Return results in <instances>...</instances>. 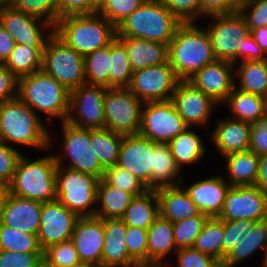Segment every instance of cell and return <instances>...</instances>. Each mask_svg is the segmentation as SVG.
I'll use <instances>...</instances> for the list:
<instances>
[{"label": "cell", "instance_id": "8c879c8a", "mask_svg": "<svg viewBox=\"0 0 267 267\" xmlns=\"http://www.w3.org/2000/svg\"><path fill=\"white\" fill-rule=\"evenodd\" d=\"M262 61L267 68V51L264 53V57H263Z\"/></svg>", "mask_w": 267, "mask_h": 267}, {"label": "cell", "instance_id": "8d00e7d4", "mask_svg": "<svg viewBox=\"0 0 267 267\" xmlns=\"http://www.w3.org/2000/svg\"><path fill=\"white\" fill-rule=\"evenodd\" d=\"M125 135L107 129H91V143L100 165L106 169L117 164Z\"/></svg>", "mask_w": 267, "mask_h": 267}, {"label": "cell", "instance_id": "d4e9b609", "mask_svg": "<svg viewBox=\"0 0 267 267\" xmlns=\"http://www.w3.org/2000/svg\"><path fill=\"white\" fill-rule=\"evenodd\" d=\"M251 125L230 117L220 119L210 134L211 140L223 157L231 153L247 151L250 144Z\"/></svg>", "mask_w": 267, "mask_h": 267}, {"label": "cell", "instance_id": "d6986e66", "mask_svg": "<svg viewBox=\"0 0 267 267\" xmlns=\"http://www.w3.org/2000/svg\"><path fill=\"white\" fill-rule=\"evenodd\" d=\"M177 112L188 127L208 124L218 104L187 80H180L171 98Z\"/></svg>", "mask_w": 267, "mask_h": 267}, {"label": "cell", "instance_id": "f35d334b", "mask_svg": "<svg viewBox=\"0 0 267 267\" xmlns=\"http://www.w3.org/2000/svg\"><path fill=\"white\" fill-rule=\"evenodd\" d=\"M109 88H127L133 70L124 45L115 38L110 43Z\"/></svg>", "mask_w": 267, "mask_h": 267}, {"label": "cell", "instance_id": "91938a15", "mask_svg": "<svg viewBox=\"0 0 267 267\" xmlns=\"http://www.w3.org/2000/svg\"><path fill=\"white\" fill-rule=\"evenodd\" d=\"M263 57L264 51L257 45L253 36L248 34L246 37H243V42L237 53V61H239V58H242L241 61L262 60Z\"/></svg>", "mask_w": 267, "mask_h": 267}, {"label": "cell", "instance_id": "a7ac6f4b", "mask_svg": "<svg viewBox=\"0 0 267 267\" xmlns=\"http://www.w3.org/2000/svg\"><path fill=\"white\" fill-rule=\"evenodd\" d=\"M35 267H56L52 263H50L44 256L37 262Z\"/></svg>", "mask_w": 267, "mask_h": 267}, {"label": "cell", "instance_id": "83f0119b", "mask_svg": "<svg viewBox=\"0 0 267 267\" xmlns=\"http://www.w3.org/2000/svg\"><path fill=\"white\" fill-rule=\"evenodd\" d=\"M178 249L174 240L173 223L160 216L148 228V266L164 267L165 257Z\"/></svg>", "mask_w": 267, "mask_h": 267}, {"label": "cell", "instance_id": "94428289", "mask_svg": "<svg viewBox=\"0 0 267 267\" xmlns=\"http://www.w3.org/2000/svg\"><path fill=\"white\" fill-rule=\"evenodd\" d=\"M85 14V0H58L59 18Z\"/></svg>", "mask_w": 267, "mask_h": 267}, {"label": "cell", "instance_id": "836d02e7", "mask_svg": "<svg viewBox=\"0 0 267 267\" xmlns=\"http://www.w3.org/2000/svg\"><path fill=\"white\" fill-rule=\"evenodd\" d=\"M133 195L127 191L109 185L103 178L98 182L97 204L95 217L101 219L121 218L129 206Z\"/></svg>", "mask_w": 267, "mask_h": 267}, {"label": "cell", "instance_id": "f907efd6", "mask_svg": "<svg viewBox=\"0 0 267 267\" xmlns=\"http://www.w3.org/2000/svg\"><path fill=\"white\" fill-rule=\"evenodd\" d=\"M238 11L244 17L249 32L267 27V0H240Z\"/></svg>", "mask_w": 267, "mask_h": 267}, {"label": "cell", "instance_id": "30bf717a", "mask_svg": "<svg viewBox=\"0 0 267 267\" xmlns=\"http://www.w3.org/2000/svg\"><path fill=\"white\" fill-rule=\"evenodd\" d=\"M143 105L128 88H107L103 100L104 129L123 135L138 134Z\"/></svg>", "mask_w": 267, "mask_h": 267}, {"label": "cell", "instance_id": "e7e4bbea", "mask_svg": "<svg viewBox=\"0 0 267 267\" xmlns=\"http://www.w3.org/2000/svg\"><path fill=\"white\" fill-rule=\"evenodd\" d=\"M257 45L264 51H267V27H259L250 32Z\"/></svg>", "mask_w": 267, "mask_h": 267}, {"label": "cell", "instance_id": "2644e50d", "mask_svg": "<svg viewBox=\"0 0 267 267\" xmlns=\"http://www.w3.org/2000/svg\"><path fill=\"white\" fill-rule=\"evenodd\" d=\"M78 267H102V266H99V265H93V264H82Z\"/></svg>", "mask_w": 267, "mask_h": 267}, {"label": "cell", "instance_id": "ffe728a7", "mask_svg": "<svg viewBox=\"0 0 267 267\" xmlns=\"http://www.w3.org/2000/svg\"><path fill=\"white\" fill-rule=\"evenodd\" d=\"M234 69L236 67L232 62L215 60L204 66L187 81L219 105L226 101L235 87Z\"/></svg>", "mask_w": 267, "mask_h": 267}, {"label": "cell", "instance_id": "1f68e13d", "mask_svg": "<svg viewBox=\"0 0 267 267\" xmlns=\"http://www.w3.org/2000/svg\"><path fill=\"white\" fill-rule=\"evenodd\" d=\"M264 250L263 267H266L267 219L256 221L243 242L232 249L221 263V267H233L253 255L258 249Z\"/></svg>", "mask_w": 267, "mask_h": 267}, {"label": "cell", "instance_id": "f1b7e54d", "mask_svg": "<svg viewBox=\"0 0 267 267\" xmlns=\"http://www.w3.org/2000/svg\"><path fill=\"white\" fill-rule=\"evenodd\" d=\"M167 143L154 142V161L151 171V190L180 186L182 175ZM179 178H178V177ZM178 178V179H177ZM176 180V181H175Z\"/></svg>", "mask_w": 267, "mask_h": 267}, {"label": "cell", "instance_id": "6da1fadb", "mask_svg": "<svg viewBox=\"0 0 267 267\" xmlns=\"http://www.w3.org/2000/svg\"><path fill=\"white\" fill-rule=\"evenodd\" d=\"M216 60L206 29L195 22L181 23L168 44V62L179 80H188Z\"/></svg>", "mask_w": 267, "mask_h": 267}, {"label": "cell", "instance_id": "c3c4849f", "mask_svg": "<svg viewBox=\"0 0 267 267\" xmlns=\"http://www.w3.org/2000/svg\"><path fill=\"white\" fill-rule=\"evenodd\" d=\"M254 223L251 220L224 221L222 262L232 249L243 242L246 235L252 230Z\"/></svg>", "mask_w": 267, "mask_h": 267}, {"label": "cell", "instance_id": "7dc6e473", "mask_svg": "<svg viewBox=\"0 0 267 267\" xmlns=\"http://www.w3.org/2000/svg\"><path fill=\"white\" fill-rule=\"evenodd\" d=\"M43 256L56 267H78L82 265L71 240L47 247Z\"/></svg>", "mask_w": 267, "mask_h": 267}, {"label": "cell", "instance_id": "2e32d148", "mask_svg": "<svg viewBox=\"0 0 267 267\" xmlns=\"http://www.w3.org/2000/svg\"><path fill=\"white\" fill-rule=\"evenodd\" d=\"M0 24L12 36L16 44L31 47H45V44L54 32V27L48 22L18 11L6 2H0ZM42 26V28H40ZM50 32L44 36L42 29Z\"/></svg>", "mask_w": 267, "mask_h": 267}, {"label": "cell", "instance_id": "7bdbcfd3", "mask_svg": "<svg viewBox=\"0 0 267 267\" xmlns=\"http://www.w3.org/2000/svg\"><path fill=\"white\" fill-rule=\"evenodd\" d=\"M6 3L15 10L48 22L53 27L58 22V0H7Z\"/></svg>", "mask_w": 267, "mask_h": 267}, {"label": "cell", "instance_id": "9a60e30c", "mask_svg": "<svg viewBox=\"0 0 267 267\" xmlns=\"http://www.w3.org/2000/svg\"><path fill=\"white\" fill-rule=\"evenodd\" d=\"M223 221L267 219V194L256 185L230 186L222 211Z\"/></svg>", "mask_w": 267, "mask_h": 267}, {"label": "cell", "instance_id": "ba28073f", "mask_svg": "<svg viewBox=\"0 0 267 267\" xmlns=\"http://www.w3.org/2000/svg\"><path fill=\"white\" fill-rule=\"evenodd\" d=\"M41 69L69 91L86 83L84 57L54 32L45 44Z\"/></svg>", "mask_w": 267, "mask_h": 267}, {"label": "cell", "instance_id": "9f6ffc18", "mask_svg": "<svg viewBox=\"0 0 267 267\" xmlns=\"http://www.w3.org/2000/svg\"><path fill=\"white\" fill-rule=\"evenodd\" d=\"M239 4L240 0H201V17L237 12Z\"/></svg>", "mask_w": 267, "mask_h": 267}, {"label": "cell", "instance_id": "753ad0ef", "mask_svg": "<svg viewBox=\"0 0 267 267\" xmlns=\"http://www.w3.org/2000/svg\"><path fill=\"white\" fill-rule=\"evenodd\" d=\"M145 1H161V0H145Z\"/></svg>", "mask_w": 267, "mask_h": 267}, {"label": "cell", "instance_id": "4316f807", "mask_svg": "<svg viewBox=\"0 0 267 267\" xmlns=\"http://www.w3.org/2000/svg\"><path fill=\"white\" fill-rule=\"evenodd\" d=\"M159 216L172 223L198 215L195 203L183 187H163L156 189Z\"/></svg>", "mask_w": 267, "mask_h": 267}, {"label": "cell", "instance_id": "6125c7cd", "mask_svg": "<svg viewBox=\"0 0 267 267\" xmlns=\"http://www.w3.org/2000/svg\"><path fill=\"white\" fill-rule=\"evenodd\" d=\"M16 43L9 32L0 24V64H4Z\"/></svg>", "mask_w": 267, "mask_h": 267}, {"label": "cell", "instance_id": "f5cc1de1", "mask_svg": "<svg viewBox=\"0 0 267 267\" xmlns=\"http://www.w3.org/2000/svg\"><path fill=\"white\" fill-rule=\"evenodd\" d=\"M23 153L15 146H11L0 140V184L9 186L18 161Z\"/></svg>", "mask_w": 267, "mask_h": 267}, {"label": "cell", "instance_id": "ab89813d", "mask_svg": "<svg viewBox=\"0 0 267 267\" xmlns=\"http://www.w3.org/2000/svg\"><path fill=\"white\" fill-rule=\"evenodd\" d=\"M224 237V221L217 217L208 218L193 248L208 254L222 263V242Z\"/></svg>", "mask_w": 267, "mask_h": 267}, {"label": "cell", "instance_id": "03108f58", "mask_svg": "<svg viewBox=\"0 0 267 267\" xmlns=\"http://www.w3.org/2000/svg\"><path fill=\"white\" fill-rule=\"evenodd\" d=\"M105 0H85V14L96 13Z\"/></svg>", "mask_w": 267, "mask_h": 267}, {"label": "cell", "instance_id": "8fae6325", "mask_svg": "<svg viewBox=\"0 0 267 267\" xmlns=\"http://www.w3.org/2000/svg\"><path fill=\"white\" fill-rule=\"evenodd\" d=\"M189 128L171 100L146 102L142 108L139 134L155 143H169Z\"/></svg>", "mask_w": 267, "mask_h": 267}, {"label": "cell", "instance_id": "db71d44e", "mask_svg": "<svg viewBox=\"0 0 267 267\" xmlns=\"http://www.w3.org/2000/svg\"><path fill=\"white\" fill-rule=\"evenodd\" d=\"M176 254L177 267H221V263L217 259L193 247L180 248Z\"/></svg>", "mask_w": 267, "mask_h": 267}, {"label": "cell", "instance_id": "89a4df30", "mask_svg": "<svg viewBox=\"0 0 267 267\" xmlns=\"http://www.w3.org/2000/svg\"><path fill=\"white\" fill-rule=\"evenodd\" d=\"M263 101L264 112L267 115V91L261 96Z\"/></svg>", "mask_w": 267, "mask_h": 267}, {"label": "cell", "instance_id": "f6af8a7d", "mask_svg": "<svg viewBox=\"0 0 267 267\" xmlns=\"http://www.w3.org/2000/svg\"><path fill=\"white\" fill-rule=\"evenodd\" d=\"M103 179L109 185L127 191L133 196H139L148 190L132 173L118 165L106 168Z\"/></svg>", "mask_w": 267, "mask_h": 267}, {"label": "cell", "instance_id": "484cf974", "mask_svg": "<svg viewBox=\"0 0 267 267\" xmlns=\"http://www.w3.org/2000/svg\"><path fill=\"white\" fill-rule=\"evenodd\" d=\"M125 47L133 71L168 62V44L133 37H116Z\"/></svg>", "mask_w": 267, "mask_h": 267}, {"label": "cell", "instance_id": "f546056e", "mask_svg": "<svg viewBox=\"0 0 267 267\" xmlns=\"http://www.w3.org/2000/svg\"><path fill=\"white\" fill-rule=\"evenodd\" d=\"M230 186L256 185L259 174V156L250 150L235 152L224 157Z\"/></svg>", "mask_w": 267, "mask_h": 267}, {"label": "cell", "instance_id": "ac0fdd59", "mask_svg": "<svg viewBox=\"0 0 267 267\" xmlns=\"http://www.w3.org/2000/svg\"><path fill=\"white\" fill-rule=\"evenodd\" d=\"M153 161V141L139 133L124 136L116 165L132 173L148 189H151Z\"/></svg>", "mask_w": 267, "mask_h": 267}, {"label": "cell", "instance_id": "bcb514c9", "mask_svg": "<svg viewBox=\"0 0 267 267\" xmlns=\"http://www.w3.org/2000/svg\"><path fill=\"white\" fill-rule=\"evenodd\" d=\"M144 2L145 0H105L97 13L117 28L128 15Z\"/></svg>", "mask_w": 267, "mask_h": 267}, {"label": "cell", "instance_id": "7a4b0ae2", "mask_svg": "<svg viewBox=\"0 0 267 267\" xmlns=\"http://www.w3.org/2000/svg\"><path fill=\"white\" fill-rule=\"evenodd\" d=\"M28 105L18 97L0 104V140L17 145L47 150L52 146V133Z\"/></svg>", "mask_w": 267, "mask_h": 267}, {"label": "cell", "instance_id": "e0dca14e", "mask_svg": "<svg viewBox=\"0 0 267 267\" xmlns=\"http://www.w3.org/2000/svg\"><path fill=\"white\" fill-rule=\"evenodd\" d=\"M79 218L76 213L68 210L57 199L42 203L37 237L43 251L52 245L71 240Z\"/></svg>", "mask_w": 267, "mask_h": 267}, {"label": "cell", "instance_id": "680465c9", "mask_svg": "<svg viewBox=\"0 0 267 267\" xmlns=\"http://www.w3.org/2000/svg\"><path fill=\"white\" fill-rule=\"evenodd\" d=\"M249 150L257 156L267 153V116L251 125Z\"/></svg>", "mask_w": 267, "mask_h": 267}, {"label": "cell", "instance_id": "52a82bcc", "mask_svg": "<svg viewBox=\"0 0 267 267\" xmlns=\"http://www.w3.org/2000/svg\"><path fill=\"white\" fill-rule=\"evenodd\" d=\"M55 174L57 200L79 217L95 216L100 179L64 165H57Z\"/></svg>", "mask_w": 267, "mask_h": 267}, {"label": "cell", "instance_id": "9c48e42d", "mask_svg": "<svg viewBox=\"0 0 267 267\" xmlns=\"http://www.w3.org/2000/svg\"><path fill=\"white\" fill-rule=\"evenodd\" d=\"M64 156L54 155L57 165L62 166L64 159L70 160L65 167L103 178L104 168L100 165L91 143V129L62 122ZM63 158V159H62Z\"/></svg>", "mask_w": 267, "mask_h": 267}, {"label": "cell", "instance_id": "681fc988", "mask_svg": "<svg viewBox=\"0 0 267 267\" xmlns=\"http://www.w3.org/2000/svg\"><path fill=\"white\" fill-rule=\"evenodd\" d=\"M148 229L127 226L125 242L129 255L140 265L148 266Z\"/></svg>", "mask_w": 267, "mask_h": 267}, {"label": "cell", "instance_id": "4fadbf2b", "mask_svg": "<svg viewBox=\"0 0 267 267\" xmlns=\"http://www.w3.org/2000/svg\"><path fill=\"white\" fill-rule=\"evenodd\" d=\"M215 21L206 28L216 60L237 64V53L243 37L250 34L246 21L239 11L231 14L209 16Z\"/></svg>", "mask_w": 267, "mask_h": 267}, {"label": "cell", "instance_id": "603a6c76", "mask_svg": "<svg viewBox=\"0 0 267 267\" xmlns=\"http://www.w3.org/2000/svg\"><path fill=\"white\" fill-rule=\"evenodd\" d=\"M42 202L21 198L11 193L4 203L1 223L31 234H38Z\"/></svg>", "mask_w": 267, "mask_h": 267}, {"label": "cell", "instance_id": "74e56055", "mask_svg": "<svg viewBox=\"0 0 267 267\" xmlns=\"http://www.w3.org/2000/svg\"><path fill=\"white\" fill-rule=\"evenodd\" d=\"M237 69L240 87L235 84L236 89L260 96L267 91V68L262 60L240 61Z\"/></svg>", "mask_w": 267, "mask_h": 267}, {"label": "cell", "instance_id": "6f0895ef", "mask_svg": "<svg viewBox=\"0 0 267 267\" xmlns=\"http://www.w3.org/2000/svg\"><path fill=\"white\" fill-rule=\"evenodd\" d=\"M18 97V78L0 64V104Z\"/></svg>", "mask_w": 267, "mask_h": 267}, {"label": "cell", "instance_id": "8992f818", "mask_svg": "<svg viewBox=\"0 0 267 267\" xmlns=\"http://www.w3.org/2000/svg\"><path fill=\"white\" fill-rule=\"evenodd\" d=\"M56 167L54 155L34 161L22 155L8 186L9 193L42 203L56 200Z\"/></svg>", "mask_w": 267, "mask_h": 267}, {"label": "cell", "instance_id": "b9f144b4", "mask_svg": "<svg viewBox=\"0 0 267 267\" xmlns=\"http://www.w3.org/2000/svg\"><path fill=\"white\" fill-rule=\"evenodd\" d=\"M0 250L43 252L36 234L20 231L0 222Z\"/></svg>", "mask_w": 267, "mask_h": 267}, {"label": "cell", "instance_id": "277c9868", "mask_svg": "<svg viewBox=\"0 0 267 267\" xmlns=\"http://www.w3.org/2000/svg\"><path fill=\"white\" fill-rule=\"evenodd\" d=\"M69 93L62 84L42 69L18 78V98L36 114L45 113L50 121H66L69 113Z\"/></svg>", "mask_w": 267, "mask_h": 267}, {"label": "cell", "instance_id": "cb8c5ba5", "mask_svg": "<svg viewBox=\"0 0 267 267\" xmlns=\"http://www.w3.org/2000/svg\"><path fill=\"white\" fill-rule=\"evenodd\" d=\"M126 230L127 226L121 218L104 219L102 267H141L127 251Z\"/></svg>", "mask_w": 267, "mask_h": 267}, {"label": "cell", "instance_id": "5bb4252c", "mask_svg": "<svg viewBox=\"0 0 267 267\" xmlns=\"http://www.w3.org/2000/svg\"><path fill=\"white\" fill-rule=\"evenodd\" d=\"M179 81L169 63H163L133 71L127 88L143 103L167 101L171 100Z\"/></svg>", "mask_w": 267, "mask_h": 267}, {"label": "cell", "instance_id": "ee69618b", "mask_svg": "<svg viewBox=\"0 0 267 267\" xmlns=\"http://www.w3.org/2000/svg\"><path fill=\"white\" fill-rule=\"evenodd\" d=\"M208 218L207 215L199 213L188 219L173 222L174 240L177 249L193 247Z\"/></svg>", "mask_w": 267, "mask_h": 267}, {"label": "cell", "instance_id": "7402d4cb", "mask_svg": "<svg viewBox=\"0 0 267 267\" xmlns=\"http://www.w3.org/2000/svg\"><path fill=\"white\" fill-rule=\"evenodd\" d=\"M225 179V177L217 175L190 184L188 187H184L182 181L181 186L189 194L200 213L214 218L220 215L226 193L230 188Z\"/></svg>", "mask_w": 267, "mask_h": 267}, {"label": "cell", "instance_id": "003e7915", "mask_svg": "<svg viewBox=\"0 0 267 267\" xmlns=\"http://www.w3.org/2000/svg\"><path fill=\"white\" fill-rule=\"evenodd\" d=\"M8 194H9L8 187L0 184V221L2 218L4 203H5V200H6Z\"/></svg>", "mask_w": 267, "mask_h": 267}, {"label": "cell", "instance_id": "3957f363", "mask_svg": "<svg viewBox=\"0 0 267 267\" xmlns=\"http://www.w3.org/2000/svg\"><path fill=\"white\" fill-rule=\"evenodd\" d=\"M54 33L83 57L117 37L116 27L97 12L59 18Z\"/></svg>", "mask_w": 267, "mask_h": 267}, {"label": "cell", "instance_id": "be15d7a7", "mask_svg": "<svg viewBox=\"0 0 267 267\" xmlns=\"http://www.w3.org/2000/svg\"><path fill=\"white\" fill-rule=\"evenodd\" d=\"M256 186L267 194V153L259 156V174Z\"/></svg>", "mask_w": 267, "mask_h": 267}, {"label": "cell", "instance_id": "e575fe53", "mask_svg": "<svg viewBox=\"0 0 267 267\" xmlns=\"http://www.w3.org/2000/svg\"><path fill=\"white\" fill-rule=\"evenodd\" d=\"M168 145L180 170L185 164L200 162L206 153L201 138L190 127L173 138Z\"/></svg>", "mask_w": 267, "mask_h": 267}, {"label": "cell", "instance_id": "44dd1931", "mask_svg": "<svg viewBox=\"0 0 267 267\" xmlns=\"http://www.w3.org/2000/svg\"><path fill=\"white\" fill-rule=\"evenodd\" d=\"M104 219L80 217L71 236L82 264L101 266L104 249Z\"/></svg>", "mask_w": 267, "mask_h": 267}, {"label": "cell", "instance_id": "11a10c76", "mask_svg": "<svg viewBox=\"0 0 267 267\" xmlns=\"http://www.w3.org/2000/svg\"><path fill=\"white\" fill-rule=\"evenodd\" d=\"M43 252L0 250V267H35Z\"/></svg>", "mask_w": 267, "mask_h": 267}, {"label": "cell", "instance_id": "60d3db41", "mask_svg": "<svg viewBox=\"0 0 267 267\" xmlns=\"http://www.w3.org/2000/svg\"><path fill=\"white\" fill-rule=\"evenodd\" d=\"M87 84L109 88L110 44L84 57Z\"/></svg>", "mask_w": 267, "mask_h": 267}, {"label": "cell", "instance_id": "5b68a950", "mask_svg": "<svg viewBox=\"0 0 267 267\" xmlns=\"http://www.w3.org/2000/svg\"><path fill=\"white\" fill-rule=\"evenodd\" d=\"M181 22L161 1H145L116 28L117 37L169 44Z\"/></svg>", "mask_w": 267, "mask_h": 267}, {"label": "cell", "instance_id": "7c38bea8", "mask_svg": "<svg viewBox=\"0 0 267 267\" xmlns=\"http://www.w3.org/2000/svg\"><path fill=\"white\" fill-rule=\"evenodd\" d=\"M107 87L82 84L69 93V113L66 122L81 128L104 129L103 100Z\"/></svg>", "mask_w": 267, "mask_h": 267}, {"label": "cell", "instance_id": "d6a6232c", "mask_svg": "<svg viewBox=\"0 0 267 267\" xmlns=\"http://www.w3.org/2000/svg\"><path fill=\"white\" fill-rule=\"evenodd\" d=\"M231 111L230 118L248 122H261L266 118L260 95L242 92L235 87L224 102Z\"/></svg>", "mask_w": 267, "mask_h": 267}, {"label": "cell", "instance_id": "d590c367", "mask_svg": "<svg viewBox=\"0 0 267 267\" xmlns=\"http://www.w3.org/2000/svg\"><path fill=\"white\" fill-rule=\"evenodd\" d=\"M44 47L16 44L4 65L17 77L32 74L42 68Z\"/></svg>", "mask_w": 267, "mask_h": 267}, {"label": "cell", "instance_id": "816d5d0a", "mask_svg": "<svg viewBox=\"0 0 267 267\" xmlns=\"http://www.w3.org/2000/svg\"><path fill=\"white\" fill-rule=\"evenodd\" d=\"M164 6L181 22H195L201 16V0H161Z\"/></svg>", "mask_w": 267, "mask_h": 267}, {"label": "cell", "instance_id": "4dcf8cb0", "mask_svg": "<svg viewBox=\"0 0 267 267\" xmlns=\"http://www.w3.org/2000/svg\"><path fill=\"white\" fill-rule=\"evenodd\" d=\"M159 217V204L155 190L148 189L134 196L121 217L126 226L148 229Z\"/></svg>", "mask_w": 267, "mask_h": 267}]
</instances>
